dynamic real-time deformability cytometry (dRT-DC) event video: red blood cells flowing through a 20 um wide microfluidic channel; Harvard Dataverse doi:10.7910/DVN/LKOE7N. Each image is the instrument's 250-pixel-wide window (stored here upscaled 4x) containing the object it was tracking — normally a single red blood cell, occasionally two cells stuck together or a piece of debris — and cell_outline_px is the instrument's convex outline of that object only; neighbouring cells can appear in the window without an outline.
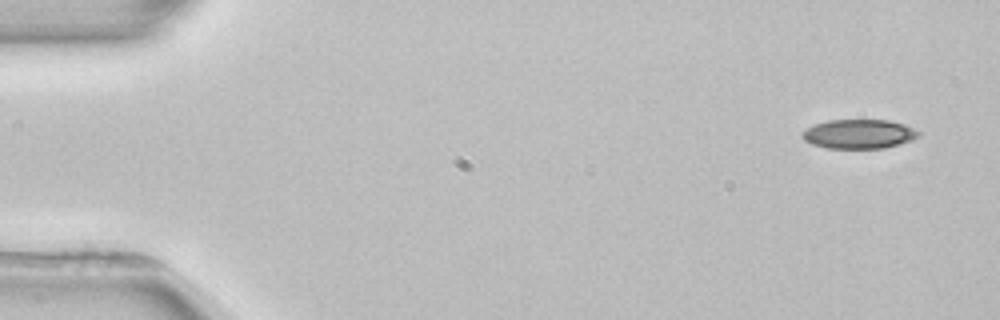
{"species": "common noctule bat (a hibernating species)", "species_latin": "Nyctalus noctula", "temperature_condition": "room temperature", "stored_images_in_passage": 4, "camera_frame_rate_fps": 3000, "um_per_image_px": 0.085, "animal": {"sex": "female", "body_mass_g": 22.7, "forearm_length_mm": 54.2}, "frame": {"image": 1, "passage_image": 1, "time_ms": 0.0, "image_size_px": [1000, 320], "cell_outline_px": [[920, 136], [912, 140], [900, 144], [884, 148], [828, 148], [812, 144], [804, 140], [800, 136], [800, 132], [816, 124], [828, 120], [888, 120], [904, 124], [920, 132]], "centroid_in_image_um": [73.01, 11.39], "position_along_channel_um": 12.0, "area_um2": 19.83}}
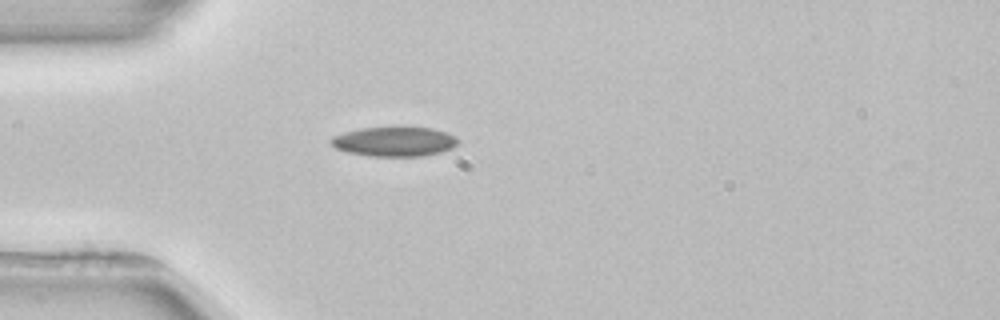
{"frame": {"image": 2, "passage_image": 4, "time_ms": 4.0, "image_size_px": [1000, 320], "cell_outline_px": [[460, 140], [452, 148], [440, 152], [424, 156], [368, 156], [348, 152], [336, 148], [328, 140], [332, 136], [344, 132], [360, 128], [400, 124], [404, 124], [432, 128], [448, 132], [456, 136]], "centroid_in_image_um": [33.54, 11.98], "position_along_channel_um": 51.5, "area_um2": 22.95}}